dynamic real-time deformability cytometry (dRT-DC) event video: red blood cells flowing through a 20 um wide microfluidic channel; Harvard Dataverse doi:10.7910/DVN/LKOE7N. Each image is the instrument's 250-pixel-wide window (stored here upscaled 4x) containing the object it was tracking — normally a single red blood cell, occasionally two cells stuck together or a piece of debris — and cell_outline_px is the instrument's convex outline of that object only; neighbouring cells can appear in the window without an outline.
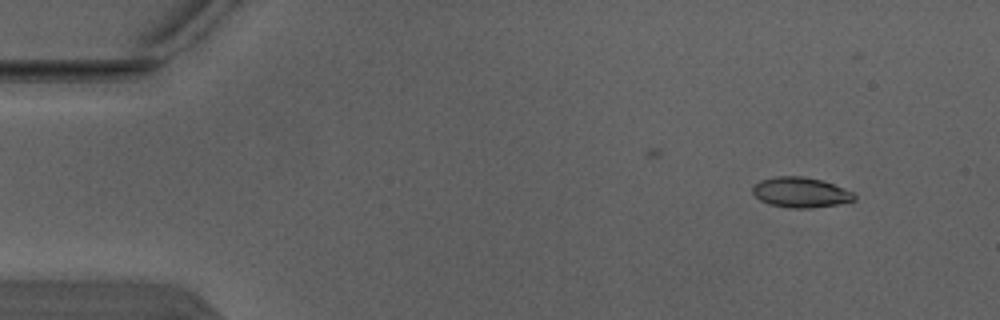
{"species": "Egyptian fruit bat (a non-hibernating species)", "species_latin": "Rousettus aegyptiacus", "temperature_condition": "warm", "stored_images_in_passage": 4, "camera_frame_rate_fps": 3000, "um_per_image_px": 0.085, "animal": {"sex": "male"}, "frame": {"image": 1, "passage_image": 1, "time_ms": 0.0, "image_size_px": [1000, 320], "cell_outline_px": [[856, 200], [840, 204], [808, 208], [788, 208], [768, 204], [760, 200], [752, 192], [752, 188], [760, 180], [776, 176], [800, 176], [824, 180], [844, 188], [852, 192], [856, 196]], "centroid_in_image_um": [68.07, 16.35], "position_along_channel_um": 16.9, "area_um2": 18.03}}
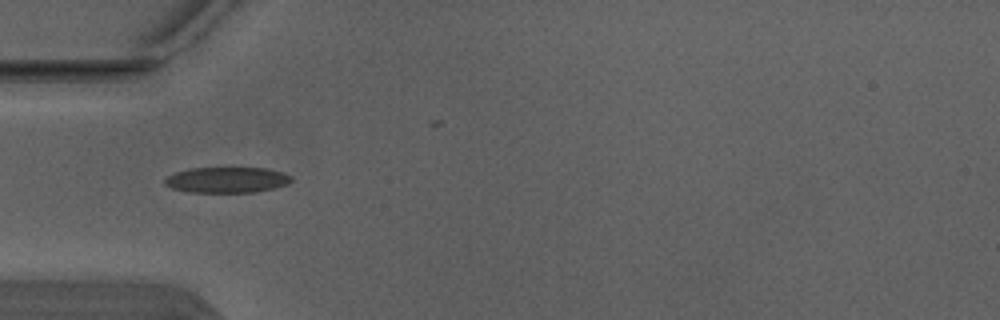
{"frame": {"image": 2, "passage_image": 4, "time_ms": 1.0, "image_size_px": [1000, 320], "cell_outline_px": [[292, 180], [288, 184], [256, 192], [188, 192], [172, 188], [164, 184], [164, 180], [168, 176], [176, 172], [192, 168], [264, 168], [284, 172], [292, 176]], "centroid_in_image_um": [19.3, 15.29], "position_along_channel_um": 65.7, "area_um2": 18.9}}